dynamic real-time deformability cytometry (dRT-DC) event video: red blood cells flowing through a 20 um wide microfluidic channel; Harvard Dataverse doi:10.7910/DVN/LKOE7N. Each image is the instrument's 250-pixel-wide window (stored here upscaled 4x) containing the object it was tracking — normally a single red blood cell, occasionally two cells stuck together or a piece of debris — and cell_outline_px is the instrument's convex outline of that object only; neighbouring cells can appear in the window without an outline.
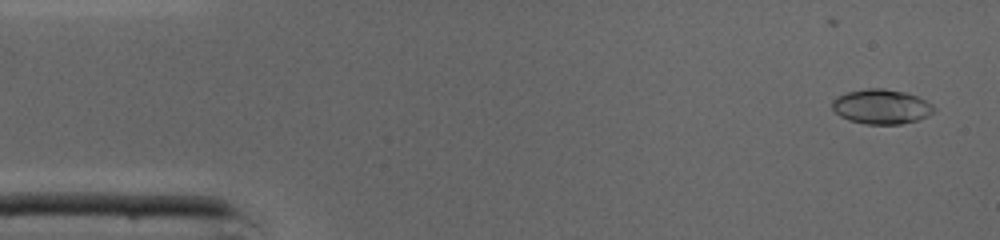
{"species": "common noctule bat (a hibernating species)", "species_latin": "Nyctalus noctula", "temperature_condition": "cold", "stored_images_in_passage": 30, "camera_frame_rate_fps": 3000, "um_per_image_px": 0.085, "animal": {"sex": "male", "body_mass_g": 19.0, "forearm_length_mm": 50.8}, "frame": {"image": 1, "passage_image": 1, "time_ms": 0.0, "image_size_px": [1000, 240], "cell_outline_px": [[936, 108], [928, 116], [916, 120], [900, 124], [864, 124], [848, 120], [840, 116], [832, 108], [832, 100], [836, 96], [848, 92], [868, 88], [884, 88], [904, 92], [916, 96], [932, 104]], "centroid_in_image_um": [74.89, 9.06], "position_along_channel_um": 10.1, "area_um2": 20.52}}
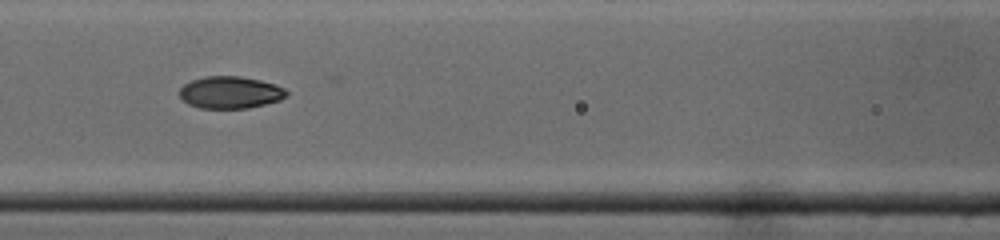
{"frame": {"image": 2, "passage_image": 18, "time_ms": 5.667, "image_size_px": [1000, 240], "cell_outline_px": [[288, 96], [280, 100], [248, 108], [200, 108], [188, 104], [180, 96], [180, 88], [184, 84], [192, 80], [208, 76], [240, 76], [260, 80], [276, 84], [284, 88], [288, 92]], "centroid_in_image_um": [19.6, 7.85], "position_along_channel_um": 147.0, "area_um2": 20.0}}
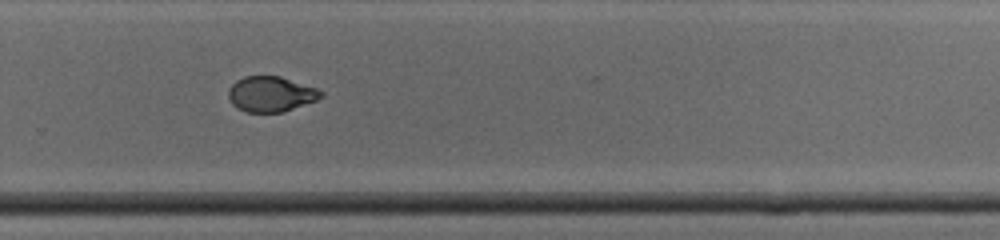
{"frame": {"image": 3, "passage_image": 29, "time_ms": 9.333, "image_size_px": [1000, 240], "cell_outline_px": [[324, 96], [316, 100], [284, 112], [244, 112], [236, 108], [232, 104], [228, 96], [228, 88], [236, 80], [244, 76], [280, 76], [316, 88], [324, 92]], "centroid_in_image_um": [23.0, 8.0], "position_along_channel_um": 306.8, "area_um2": 19.19}}